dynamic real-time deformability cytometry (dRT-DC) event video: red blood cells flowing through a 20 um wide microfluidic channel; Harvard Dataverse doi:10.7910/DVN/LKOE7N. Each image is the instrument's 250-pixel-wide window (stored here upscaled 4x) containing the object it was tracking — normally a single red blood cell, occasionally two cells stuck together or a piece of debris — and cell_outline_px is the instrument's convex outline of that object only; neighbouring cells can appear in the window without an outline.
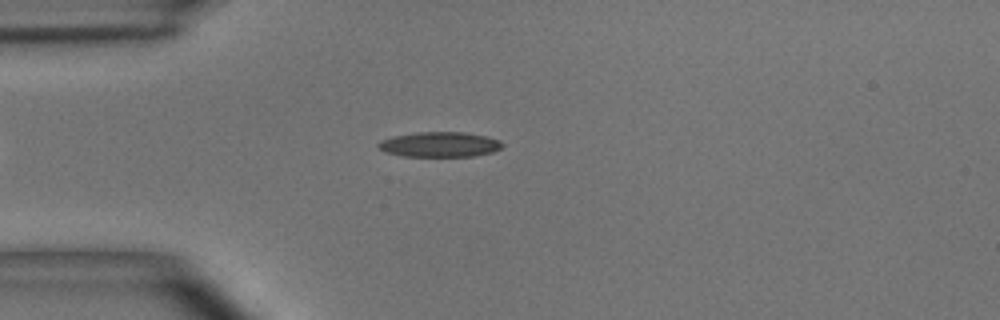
{"species": "common noctule bat (a hibernating species)", "species_latin": "Nyctalus noctula", "temperature_condition": "room temperature", "stored_images_in_passage": 44, "camera_frame_rate_fps": 3000, "um_per_image_px": 0.085, "animal": {"sex": "male", "body_mass_g": 15.6}, "frame": {"image": 1, "passage_image": 4, "time_ms": 1.0, "image_size_px": [1000, 320], "cell_outline_px": [[504, 144], [500, 148], [492, 152], [472, 156], [404, 156], [384, 152], [376, 148], [376, 144], [380, 140], [392, 136], [416, 132], [464, 132], [488, 136], [500, 140]], "centroid_in_image_um": [37.33, 12.27], "position_along_channel_um": 47.7, "area_um2": 18.32}}
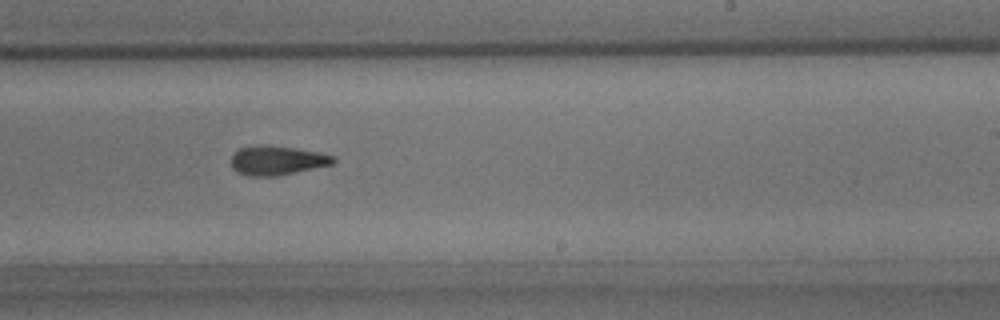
{"frame": {"image": 2, "passage_image": 23, "time_ms": 7.333, "image_size_px": [1000, 320], "cell_outline_px": [[336, 160], [332, 164], [276, 176], [248, 176], [236, 172], [232, 168], [232, 156], [240, 148], [268, 144], [296, 148], [336, 156]], "centroid_in_image_um": [23.54, 13.63], "position_along_channel_um": 265.5, "area_um2": 17.28}}
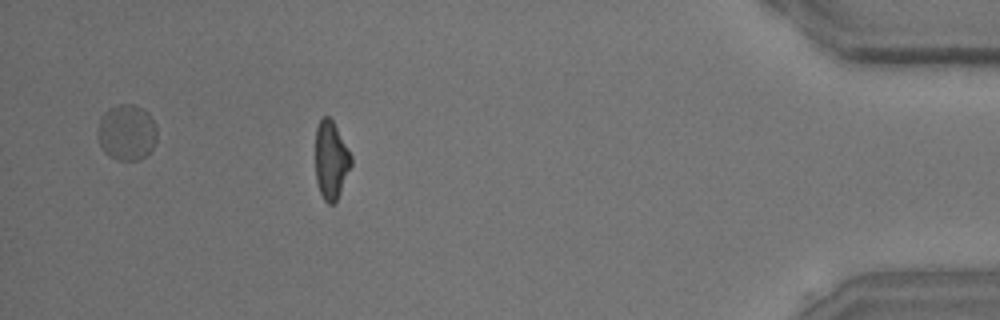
{"frame": {"image": 3, "passage_image": 39, "time_ms": 12.667, "image_size_px": [1000, 320], "cell_outline_px": [[352, 164], [340, 192], [336, 200], [332, 204], [328, 204], [324, 200], [320, 192], [316, 180], [316, 128], [320, 120], [324, 116], [328, 116], [332, 120], [352, 156]], "centroid_in_image_um": [28.13, 13.62], "position_along_channel_um": 407.1, "area_um2": 16.01}, "authors_computed_cell_mechanics": {"area_um2": 17.3111, "velocity_mm_per_s": 3.6264, "shape_relaxation_time_tau1_ms": 5.3927, "shape_relaxation_time_tau2_ms": 3.8017, "deformation_change_tau1": 0.1552, "deformation_change_tau2": 0.1231}}